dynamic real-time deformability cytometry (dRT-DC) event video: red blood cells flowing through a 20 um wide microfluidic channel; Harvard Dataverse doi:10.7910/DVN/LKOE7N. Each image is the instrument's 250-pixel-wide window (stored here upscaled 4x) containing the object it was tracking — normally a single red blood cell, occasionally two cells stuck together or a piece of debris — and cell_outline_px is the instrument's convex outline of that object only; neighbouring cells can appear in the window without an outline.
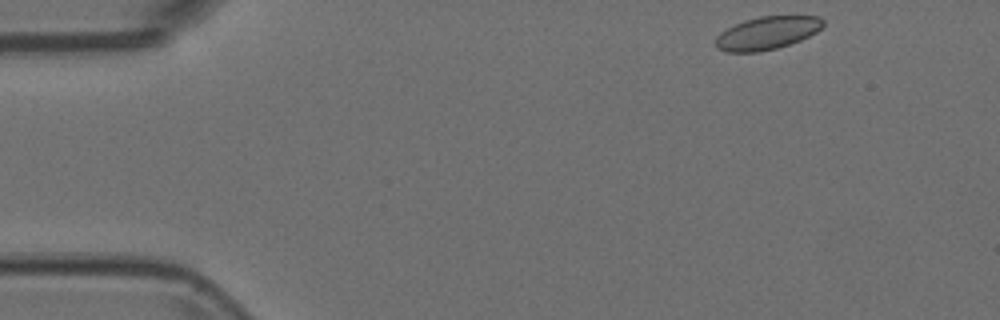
{"species": "Egyptian fruit bat (a non-hibernating species)", "species_latin": "Rousettus aegyptiacus", "temperature_condition": "room temperature", "stored_images_in_passage": 49, "camera_frame_rate_fps": 3000, "um_per_image_px": 0.085, "animal": {"sex": "female"}, "frame": {"image": 1, "passage_image": 1, "time_ms": 0.0, "image_size_px": [1000, 320], "cell_outline_px": [[824, 24], [816, 32], [800, 40], [776, 48], [760, 52], [728, 52], [716, 48], [716, 36], [720, 32], [744, 20], [760, 16], [820, 16], [824, 20]], "centroid_in_image_um": [65.2, 2.8], "position_along_channel_um": 19.8, "area_um2": 20.52}}
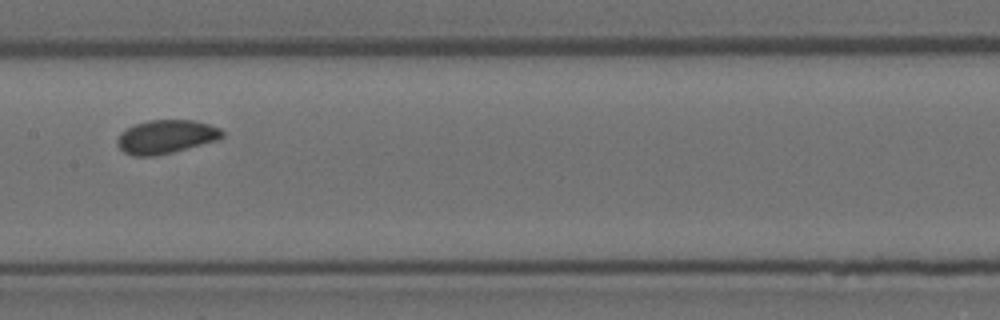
{"frame": {"image": 2, "passage_image": 22, "time_ms": 7.0, "image_size_px": [1000, 320], "cell_outline_px": [[224, 136], [216, 140], [156, 156], [132, 156], [124, 152], [116, 144], [116, 140], [120, 132], [136, 124], [148, 120], [192, 120], [208, 124], [220, 128], [224, 132]], "centroid_in_image_um": [14.07, 11.62], "position_along_channel_um": 193.3, "area_um2": 20.4}}
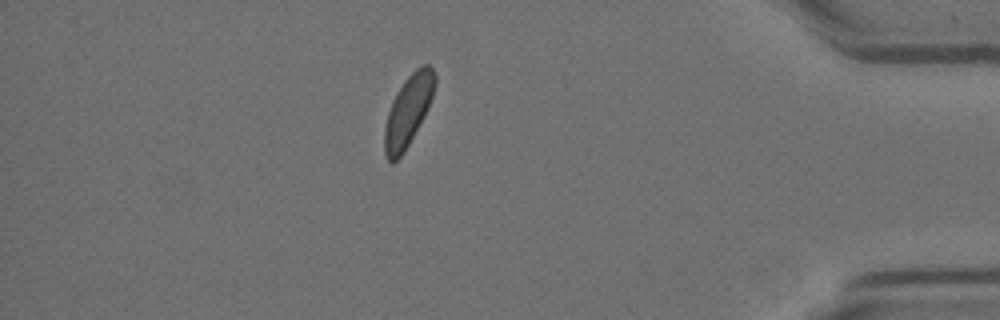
{"frame": {"image": 3, "passage_image": 42, "time_ms": 13.667, "image_size_px": [1000, 320], "cell_outline_px": [[436, 84], [428, 108], [424, 116], [404, 152], [392, 164], [388, 160], [384, 152], [384, 128], [388, 112], [392, 100], [404, 80], [416, 68], [424, 64], [428, 64], [432, 68], [436, 76]], "centroid_in_image_um": [34.68, 9.41], "position_along_channel_um": 400.5, "area_um2": 20.63}}